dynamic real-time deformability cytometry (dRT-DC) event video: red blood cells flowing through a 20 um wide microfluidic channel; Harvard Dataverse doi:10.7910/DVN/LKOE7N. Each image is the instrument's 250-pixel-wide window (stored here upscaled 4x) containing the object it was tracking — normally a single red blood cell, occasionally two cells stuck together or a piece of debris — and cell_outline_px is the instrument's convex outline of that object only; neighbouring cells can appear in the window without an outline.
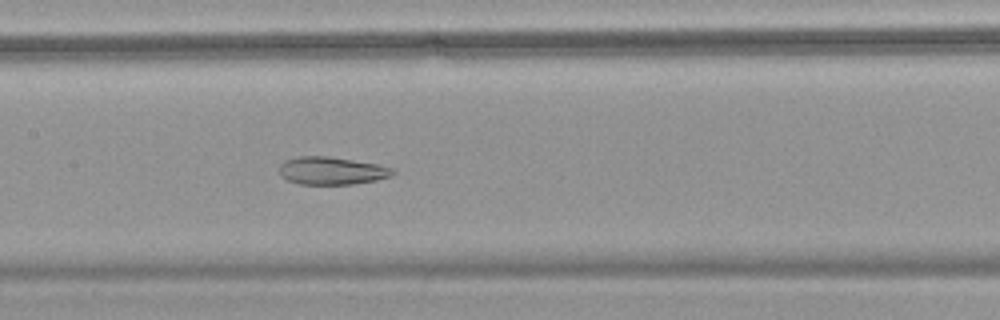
{"species": "common noctule bat (a hibernating species)", "species_latin": "Nyctalus noctula", "temperature_condition": "warm", "stored_images_in_passage": 36, "camera_frame_rate_fps": 3000, "um_per_image_px": 0.085, "animal": {"sex": "female", "body_mass_g": 18.4}, "frame": {"image": 1, "passage_image": 15, "time_ms": 4.667, "image_size_px": [1000, 320], "cell_outline_px": [[396, 172], [392, 176], [376, 180], [352, 184], [300, 184], [288, 180], [280, 176], [280, 164], [284, 160], [296, 156], [328, 156], [380, 164], [392, 168]], "centroid_in_image_um": [28.2, 14.5], "position_along_channel_um": 179.2, "area_um2": 18.5}}
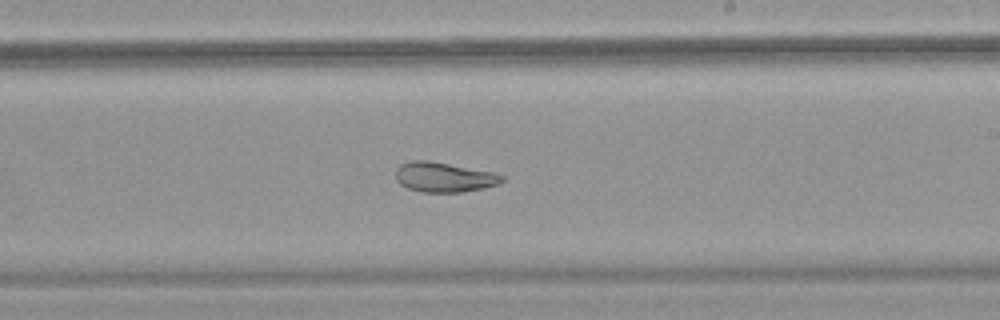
{"frame": {"image": 2, "passage_image": 21, "time_ms": 6.667, "image_size_px": [1000, 320], "cell_outline_px": [[504, 180], [496, 184], [484, 188], [464, 192], [424, 192], [408, 188], [400, 184], [396, 180], [396, 168], [400, 164], [412, 160], [428, 160], [496, 172], [504, 176]], "centroid_in_image_um": [37.74, 15.05], "position_along_channel_um": 251.3, "area_um2": 18.61}}
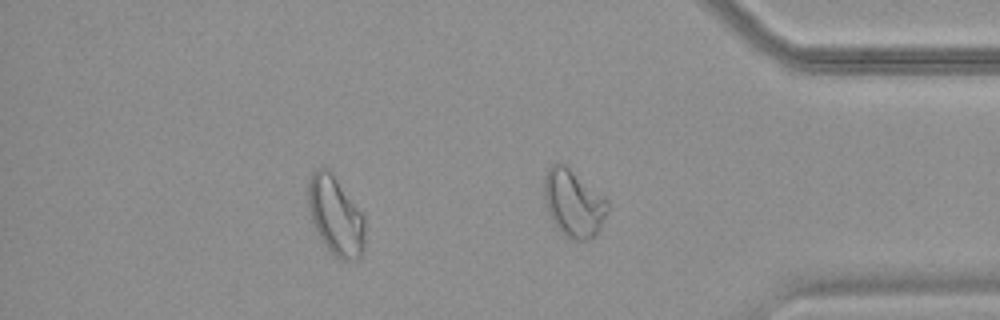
{"frame": {"image": 3, "passage_image": 33, "time_ms": 10.667, "image_size_px": [1000, 320], "cell_outline_px": [[364, 248], [360, 256], [356, 260], [344, 260], [336, 256], [324, 244], [312, 220], [308, 208], [308, 180], [312, 172], [316, 168], [328, 168], [364, 216]], "centroid_in_image_um": [28.52, 18.33], "position_along_channel_um": 406.7, "area_um2": 25.66}}